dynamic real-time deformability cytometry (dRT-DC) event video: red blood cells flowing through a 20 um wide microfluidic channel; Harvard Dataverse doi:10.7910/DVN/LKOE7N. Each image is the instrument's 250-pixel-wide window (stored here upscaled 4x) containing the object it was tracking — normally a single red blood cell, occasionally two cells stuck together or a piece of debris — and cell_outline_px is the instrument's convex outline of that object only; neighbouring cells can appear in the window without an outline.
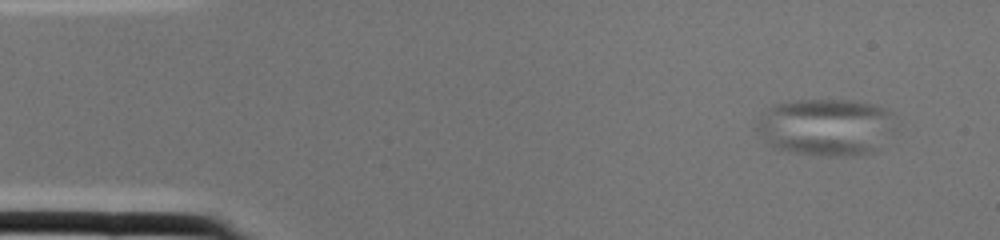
{"species": "common noctule bat (a hibernating species)", "species_latin": "Nyctalus noctula", "temperature_condition": "cold", "stored_images_in_passage": 2, "camera_frame_rate_fps": 3000, "um_per_image_px": 0.085, "animal": {"sex": "female", "body_mass_g": 22.0, "forearm_length_mm": 56.7}, "frame": {"image": 1, "passage_image": 1, "time_ms": 0.0, "image_size_px": [1000, 240], "cell_outline_px": [[892, 132], [876, 152], [860, 156], [820, 156], [788, 152], [776, 148], [768, 144], [752, 128], [756, 120], [772, 104], [796, 100], [852, 100], [872, 104], [884, 108], [888, 112], [892, 128]], "centroid_in_image_um": [70.12, 10.83], "position_along_channel_um": 14.9, "area_um2": 46.82}}